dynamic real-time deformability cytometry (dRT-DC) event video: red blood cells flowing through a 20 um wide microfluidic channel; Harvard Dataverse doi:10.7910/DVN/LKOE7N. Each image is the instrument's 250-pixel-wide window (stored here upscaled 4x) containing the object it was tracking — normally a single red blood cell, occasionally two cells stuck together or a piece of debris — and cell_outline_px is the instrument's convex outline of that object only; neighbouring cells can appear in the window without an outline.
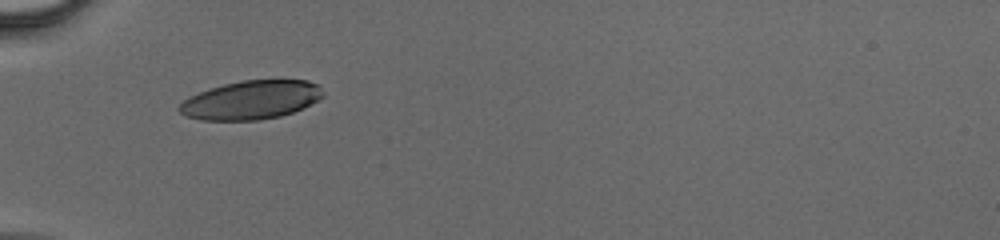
{"species": "human", "species_latin": "Homo sapiens", "temperature_condition": "cold", "stored_images_in_passage": 31, "camera_frame_rate_fps": 3000, "um_per_image_px": 0.085, "donor": {"sex": "male"}, "frame": {"image": 1, "passage_image": 1, "time_ms": 0.0, "image_size_px": [1000, 240], "cell_outline_px": [[324, 96], [304, 108], [280, 116], [256, 120], [200, 120], [184, 116], [176, 108], [188, 96], [224, 84], [240, 80], [308, 80], [316, 84], [324, 92]], "centroid_in_image_um": [21.32, 8.5], "position_along_channel_um": 63.7, "area_um2": 32.43}}
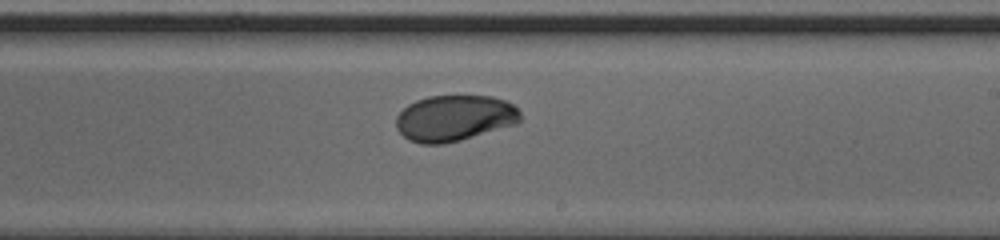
{"frame": {"image": 2, "passage_image": 14, "time_ms": 4.333, "image_size_px": [1000, 240], "cell_outline_px": [[520, 120], [516, 124], [460, 140], [444, 144], [420, 144], [408, 140], [396, 128], [396, 116], [408, 104], [416, 100], [428, 96], [492, 96], [504, 100], [512, 104], [520, 112]], "centroid_in_image_um": [38.6, 10.04], "position_along_channel_um": 250.4, "area_um2": 33.29}}
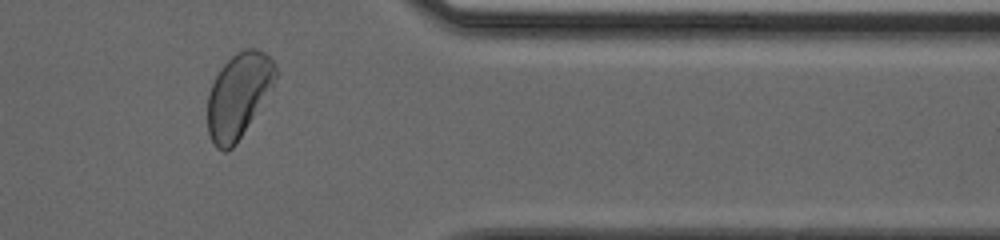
{"frame": {"image": 3, "passage_image": 24, "time_ms": 7.667, "image_size_px": [1000, 240], "cell_outline_px": [[276, 80], [272, 88], [236, 144], [228, 152], [224, 152], [216, 148], [208, 132], [208, 92], [220, 68], [236, 52], [244, 48], [256, 48], [264, 52], [276, 64]], "centroid_in_image_um": [20.27, 8.1], "position_along_channel_um": 391.1, "area_um2": 33.47}}